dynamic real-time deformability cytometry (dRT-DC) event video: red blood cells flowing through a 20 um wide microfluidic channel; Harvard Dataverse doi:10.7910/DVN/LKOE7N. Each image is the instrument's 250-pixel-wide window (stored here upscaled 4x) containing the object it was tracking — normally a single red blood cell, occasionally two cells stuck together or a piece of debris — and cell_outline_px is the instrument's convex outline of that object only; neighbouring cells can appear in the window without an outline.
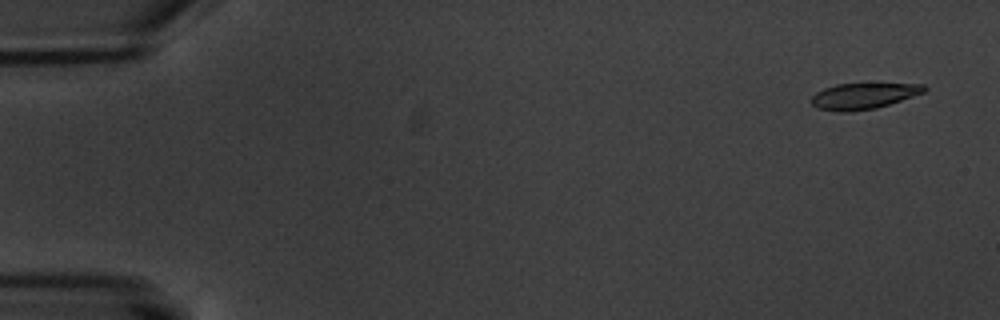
{"species": "common noctule bat (a hibernating species)", "species_latin": "Nyctalus noctula", "temperature_condition": "warm", "stored_images_in_passage": 6, "segment_of_instrument_passage": [1, 2], "camera_frame_rate_fps": 3000, "um_per_image_px": 0.085, "animal": {"sex": "male", "body_mass_g": 20.1, "forearm_length_mm": 53.5}, "frame": {"image": 1, "passage_image": 1, "time_ms": 0.0, "image_size_px": [1000, 320], "cell_outline_px": [[928, 88], [924, 92], [876, 108], [848, 112], [816, 108], [812, 104], [812, 96], [816, 92], [824, 88], [836, 84], [880, 80], [924, 84]], "centroid_in_image_um": [73.47, 8.07], "position_along_channel_um": 11.5, "area_um2": 18.03}}
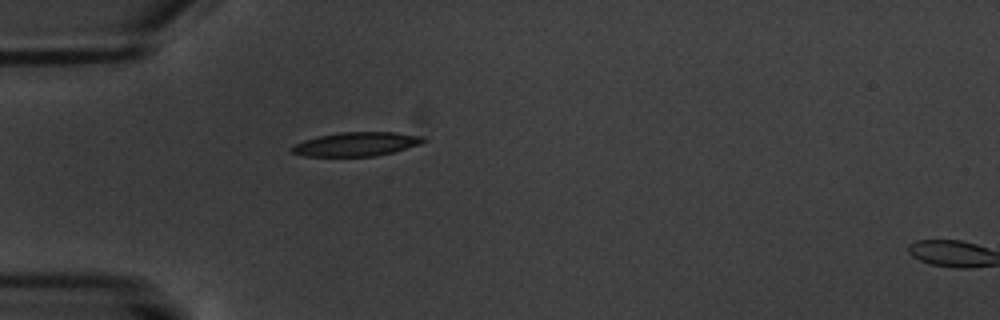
{"frame": {"image": 2, "passage_image": 5, "time_ms": 5.0, "image_size_px": [1000, 320], "cell_outline_px": [[428, 140], [420, 144], [392, 152], [376, 156], [304, 156], [292, 152], [288, 148], [304, 140], [316, 136], [336, 132], [396, 132], [424, 136]], "centroid_in_image_um": [30.29, 12.24], "position_along_channel_um": 54.7, "area_um2": 18.5}}